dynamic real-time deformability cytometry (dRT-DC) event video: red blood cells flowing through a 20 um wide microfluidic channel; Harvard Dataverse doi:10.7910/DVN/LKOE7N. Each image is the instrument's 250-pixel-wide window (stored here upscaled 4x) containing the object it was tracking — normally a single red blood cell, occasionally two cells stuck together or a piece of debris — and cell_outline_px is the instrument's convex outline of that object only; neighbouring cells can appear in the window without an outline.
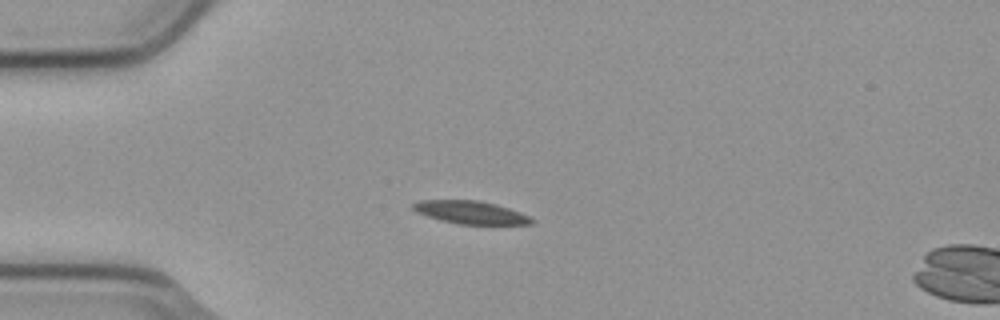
{"species": "common noctule bat (a hibernating species)", "species_latin": "Nyctalus noctula", "temperature_condition": "cold", "stored_images_in_passage": 8, "camera_frame_rate_fps": 3000, "um_per_image_px": 0.085, "animal": {"sex": "male", "body_mass_g": 23.1, "forearm_length_mm": 52.7}, "frame": {"image": 1, "passage_image": 3, "time_ms": 0.667, "image_size_px": [1000, 320], "cell_outline_px": [[536, 220], [532, 224], [456, 224], [440, 220], [416, 212], [412, 208], [412, 204], [420, 200], [476, 200], [496, 204], [532, 216]], "centroid_in_image_um": [40.03, 18.06], "position_along_channel_um": 45.0, "area_um2": 15.9}}
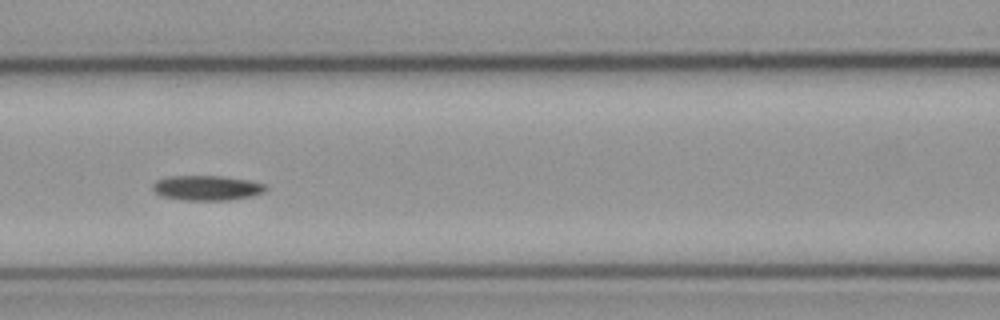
{"frame": {"image": 2, "passage_image": 6, "time_ms": 1.667, "image_size_px": [1000, 320], "cell_outline_px": [[268, 188], [264, 192], [252, 196], [228, 200], [184, 200], [160, 196], [152, 188], [152, 184], [156, 180], [168, 176], [220, 176], [248, 180], [264, 184]], "centroid_in_image_um": [17.56, 15.97], "position_along_channel_um": 149.0, "area_um2": 16.42}}
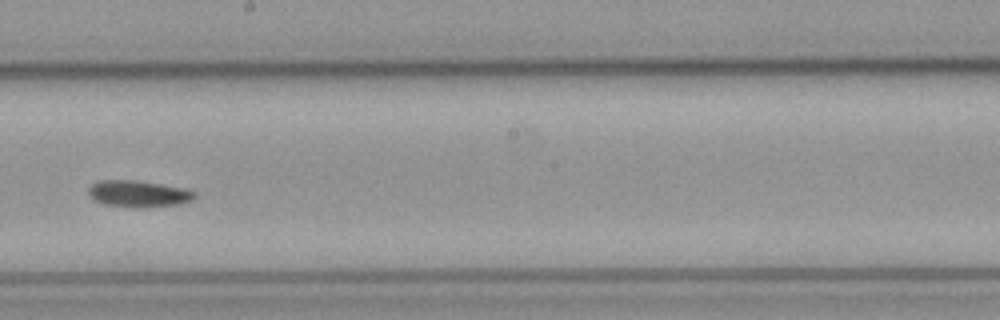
{"frame": {"image": 3, "passage_image": 8, "time_ms": 2.333, "image_size_px": [1000, 320], "cell_outline_px": [[196, 196], [192, 200], [180, 204], [144, 208], [132, 208], [104, 204], [92, 200], [88, 192], [88, 188], [92, 184], [100, 180], [136, 180], [184, 188], [196, 192]], "centroid_in_image_um": [11.75, 16.48], "position_along_channel_um": 236.4, "area_um2": 16.7}}